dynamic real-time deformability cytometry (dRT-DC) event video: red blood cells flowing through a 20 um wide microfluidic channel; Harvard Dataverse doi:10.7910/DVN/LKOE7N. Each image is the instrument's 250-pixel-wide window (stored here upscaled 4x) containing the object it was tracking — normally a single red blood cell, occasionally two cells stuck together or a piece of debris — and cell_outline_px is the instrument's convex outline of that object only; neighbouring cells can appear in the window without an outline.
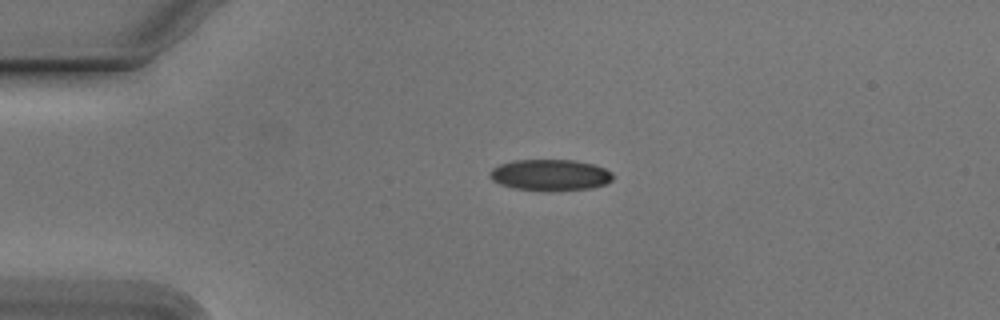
{"species": "Egyptian fruit bat (a non-hibernating species)", "species_latin": "Rousettus aegyptiacus", "temperature_condition": "cold", "stored_images_in_passage": 43, "camera_frame_rate_fps": 3000, "um_per_image_px": 0.085, "animal": {"sex": "male"}, "frame": {"image": 1, "passage_image": 1, "time_ms": 0.0, "image_size_px": [1000, 320], "cell_outline_px": [[612, 180], [604, 184], [588, 188], [516, 188], [500, 184], [492, 180], [488, 176], [488, 172], [492, 168], [500, 164], [512, 160], [576, 160], [596, 164], [612, 172]], "centroid_in_image_um": [46.74, 14.81], "position_along_channel_um": 38.3, "area_um2": 21.62}}
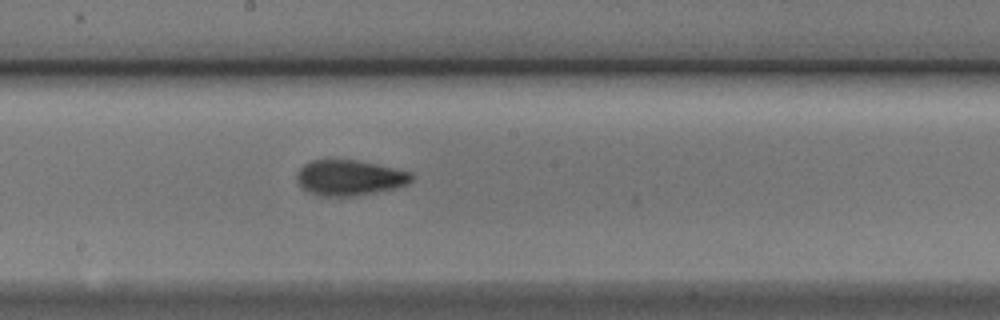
{"frame": {"image": 2, "passage_image": 18, "time_ms": 5.667, "image_size_px": [1000, 320], "cell_outline_px": [[412, 180], [408, 184], [396, 188], [356, 196], [316, 196], [300, 188], [296, 180], [296, 172], [304, 164], [312, 160], [356, 160], [396, 168], [412, 172]], "centroid_in_image_um": [29.68, 15.12], "position_along_channel_um": 218.5, "area_um2": 24.04}}
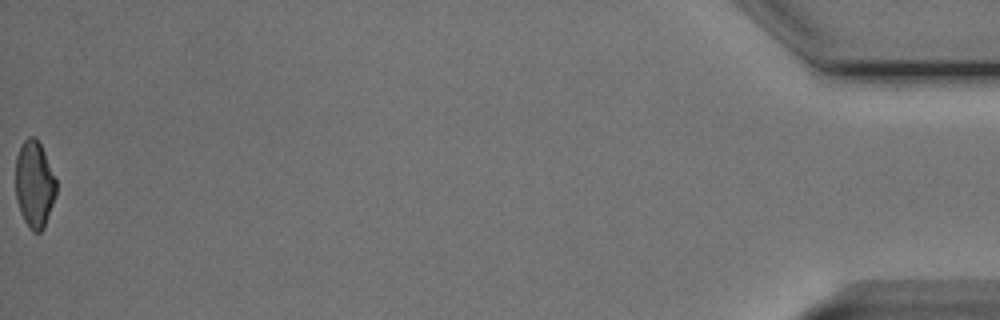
{"frame": {"image": 3, "passage_image": 43, "time_ms": 14.0, "image_size_px": [1000, 320], "cell_outline_px": [[56, 196], [44, 228], [40, 232], [32, 232], [28, 228], [20, 212], [16, 200], [16, 156], [24, 140], [28, 136], [36, 136], [44, 152], [56, 180]], "centroid_in_image_um": [2.92, 15.69], "position_along_channel_um": 432.3, "area_um2": 20.63}, "authors_computed_cell_mechanics": {"area_um2": 22.4264, "velocity_mm_per_s": 3.7865, "shape_relaxation_time_tau1_ms": 3.2373, "shape_relaxation_time_tau2_ms": 2.1752, "deformation_change_tau1": 0.1224, "deformation_change_tau2": 0.0787}}